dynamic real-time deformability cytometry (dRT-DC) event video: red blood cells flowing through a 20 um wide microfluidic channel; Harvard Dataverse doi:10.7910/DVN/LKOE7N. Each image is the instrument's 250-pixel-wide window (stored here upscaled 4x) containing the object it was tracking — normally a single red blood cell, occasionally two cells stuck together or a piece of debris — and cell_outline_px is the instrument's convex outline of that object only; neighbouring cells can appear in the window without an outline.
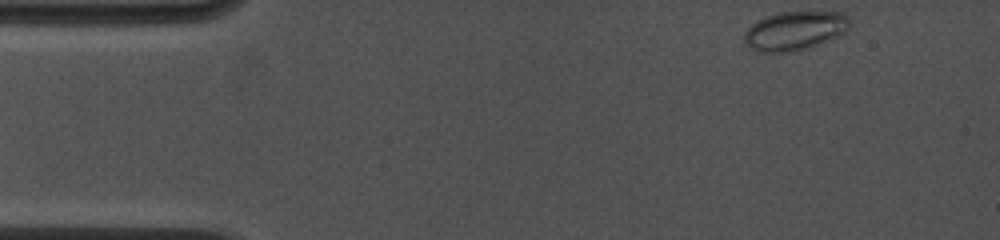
{"species": "common noctule bat (a hibernating species)", "species_latin": "Nyctalus noctula", "temperature_condition": "cold", "stored_images_in_passage": 6, "camera_frame_rate_fps": 4500, "um_per_image_px": 0.085, "animal": {"sex": "female", "body_mass_g": 19.0, "forearm_length_mm": 53.3}, "frame": {"image": 1, "passage_image": 1, "time_ms": 0.0, "image_size_px": [1000, 240], "cell_outline_px": [[848, 28], [840, 36], [808, 48], [792, 52], [756, 52], [744, 44], [744, 32], [756, 20], [764, 16], [780, 12], [844, 12], [848, 16]], "centroid_in_image_um": [67.52, 2.62], "position_along_channel_um": 17.5, "area_um2": 24.16}}
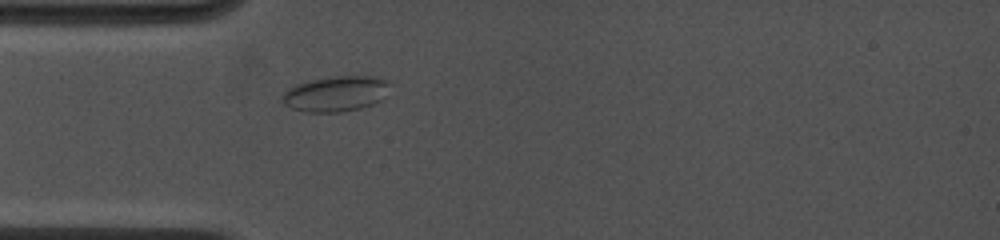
{"frame": {"image": 2, "passage_image": 6, "time_ms": 3.111, "image_size_px": [1000, 240], "cell_outline_px": [[388, 84], [380, 100], [372, 104], [360, 108], [344, 112], [308, 112], [292, 108], [284, 104], [280, 96], [288, 88], [296, 84], [308, 80], [332, 76], [380, 76], [388, 80]], "centroid_in_image_um": [28.49, 7.96], "position_along_channel_um": 56.5, "area_um2": 22.2}}